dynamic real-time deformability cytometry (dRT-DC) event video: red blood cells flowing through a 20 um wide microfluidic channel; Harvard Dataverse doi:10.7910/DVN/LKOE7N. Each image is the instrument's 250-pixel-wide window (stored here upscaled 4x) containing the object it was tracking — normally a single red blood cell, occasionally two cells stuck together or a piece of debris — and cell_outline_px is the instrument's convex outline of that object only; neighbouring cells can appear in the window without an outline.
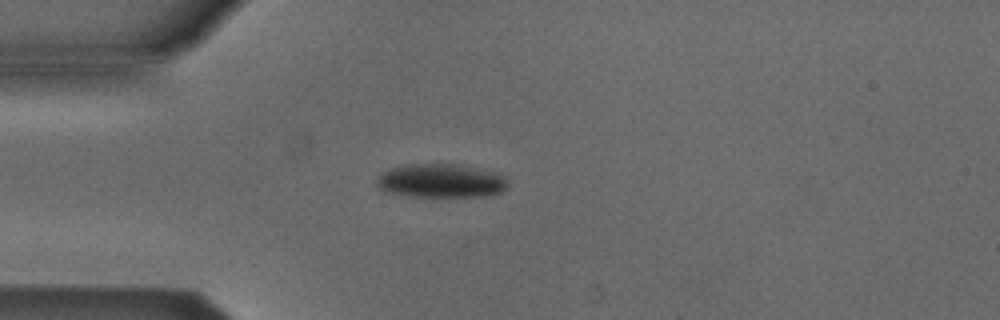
{"species": "Egyptian fruit bat (a non-hibernating species)", "species_latin": "Rousettus aegyptiacus", "temperature_condition": "cold", "stored_images_in_passage": 46, "camera_frame_rate_fps": 3000, "um_per_image_px": 0.085, "animal": {"sex": "male"}, "frame": {"image": 1, "passage_image": 11, "time_ms": 3.333, "image_size_px": [1000, 320], "cell_outline_px": [[508, 184], [500, 192], [484, 196], [408, 196], [384, 192], [376, 184], [376, 180], [380, 172], [404, 164], [456, 164], [504, 176]], "centroid_in_image_um": [37.37, 15.37], "position_along_channel_um": 47.6, "area_um2": 25.43}}
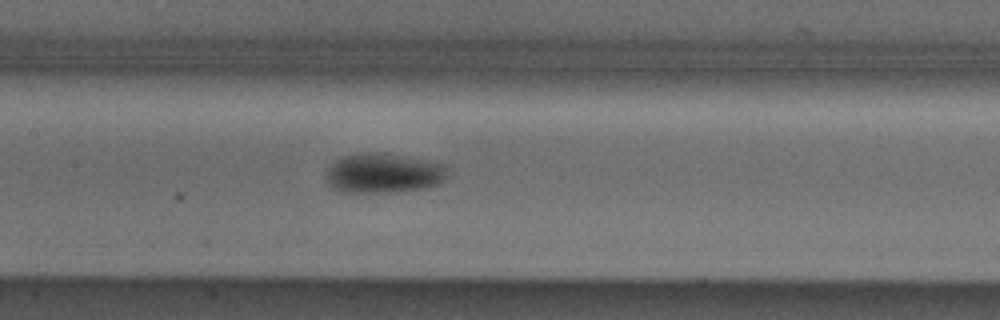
{"frame": {"image": 2, "passage_image": 22, "time_ms": 7.0, "image_size_px": [1000, 320], "cell_outline_px": [[444, 180], [436, 184], [424, 188], [396, 192], [340, 192], [332, 188], [328, 184], [324, 176], [328, 168], [336, 160], [344, 156], [360, 152], [376, 152], [424, 160], [444, 164]], "centroid_in_image_um": [32.5, 14.73], "position_along_channel_um": 174.9, "area_um2": 27.86}}
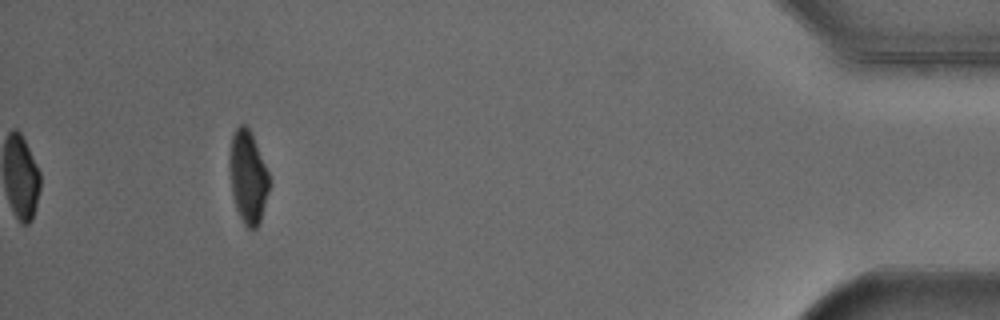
{"frame": {"image": 3, "passage_image": 46, "time_ms": 15.0, "image_size_px": [1000, 320], "cell_outline_px": [[268, 192], [260, 224], [256, 228], [248, 228], [244, 224], [236, 208], [232, 196], [228, 168], [228, 156], [232, 136], [236, 128], [240, 124], [244, 124], [248, 128], [252, 136], [268, 172]], "centroid_in_image_um": [21.04, 15.06], "position_along_channel_um": 414.2, "area_um2": 21.33}, "authors_computed_cell_mechanics": {"area_um2": 25.0852, "velocity_mm_per_s": 3.8575, "shape_relaxation_time_tau1_ms": 4.3525, "shape_relaxation_time_tau2_ms": 5.3134, "deformation_change_tau1": 0.1396, "deformation_change_tau2": 0.0678}}